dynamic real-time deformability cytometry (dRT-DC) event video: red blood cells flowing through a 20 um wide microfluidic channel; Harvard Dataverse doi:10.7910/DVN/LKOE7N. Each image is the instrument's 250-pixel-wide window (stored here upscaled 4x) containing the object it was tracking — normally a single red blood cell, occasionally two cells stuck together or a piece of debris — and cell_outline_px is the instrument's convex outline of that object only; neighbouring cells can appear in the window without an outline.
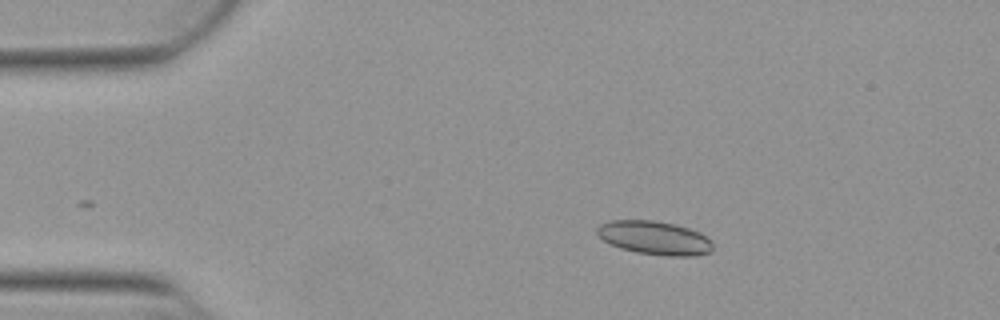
{"species": "Egyptian fruit bat (a non-hibernating species)", "species_latin": "Rousettus aegyptiacus", "temperature_condition": "warm", "stored_images_in_passage": 36, "camera_frame_rate_fps": 3000, "um_per_image_px": 0.085, "animal": {"sex": "female"}, "frame": {"image": 1, "passage_image": 2, "time_ms": 0.333, "image_size_px": [1000, 320], "cell_outline_px": [[712, 252], [696, 256], [664, 256], [636, 252], [620, 248], [604, 240], [596, 232], [596, 228], [600, 224], [608, 220], [652, 220], [676, 224], [700, 232], [712, 240]], "centroid_in_image_um": [55.67, 20.22], "position_along_channel_um": 29.3, "area_um2": 22.89}}
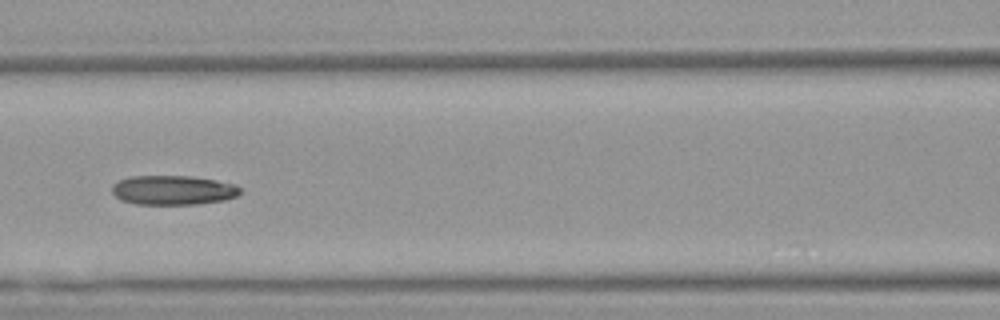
{"frame": {"image": 2, "passage_image": 16, "time_ms": 5.0, "image_size_px": [1000, 320], "cell_outline_px": [[240, 192], [236, 196], [224, 200], [196, 204], [136, 204], [120, 200], [112, 192], [112, 184], [128, 176], [192, 176], [216, 180], [236, 184], [240, 188]], "centroid_in_image_um": [14.7, 16.15], "position_along_channel_um": 151.9, "area_um2": 22.02}}
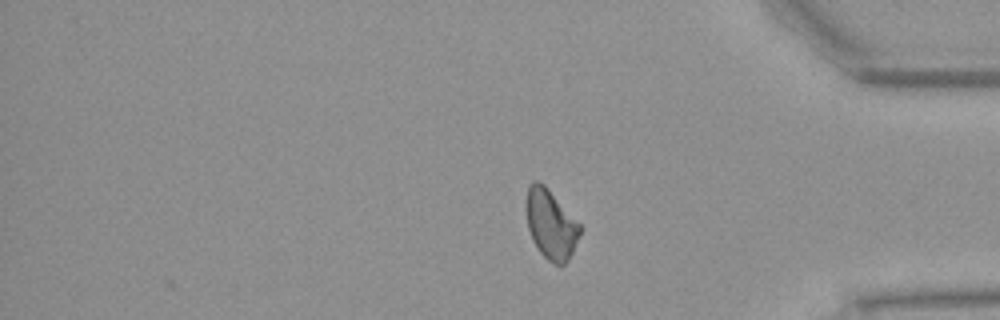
{"frame": {"image": 3, "passage_image": 36, "time_ms": 11.667, "image_size_px": [1000, 320], "cell_outline_px": [[580, 232], [572, 252], [568, 260], [564, 264], [552, 264], [540, 252], [532, 240], [528, 228], [524, 208], [524, 204], [528, 188], [532, 180], [540, 180], [544, 184], [580, 224]], "centroid_in_image_um": [46.77, 19.03], "position_along_channel_um": 388.4, "area_um2": 21.79}, "authors_computed_cell_mechanics": {"area_um2": 22.1085, "velocity_mm_per_s": 3.8597, "shape_relaxation_time_tau1_ms": null, "shape_relaxation_time_tau2_ms": 4.1441, "deformation_change_tau1": null, "deformation_change_tau2": 0.11}}